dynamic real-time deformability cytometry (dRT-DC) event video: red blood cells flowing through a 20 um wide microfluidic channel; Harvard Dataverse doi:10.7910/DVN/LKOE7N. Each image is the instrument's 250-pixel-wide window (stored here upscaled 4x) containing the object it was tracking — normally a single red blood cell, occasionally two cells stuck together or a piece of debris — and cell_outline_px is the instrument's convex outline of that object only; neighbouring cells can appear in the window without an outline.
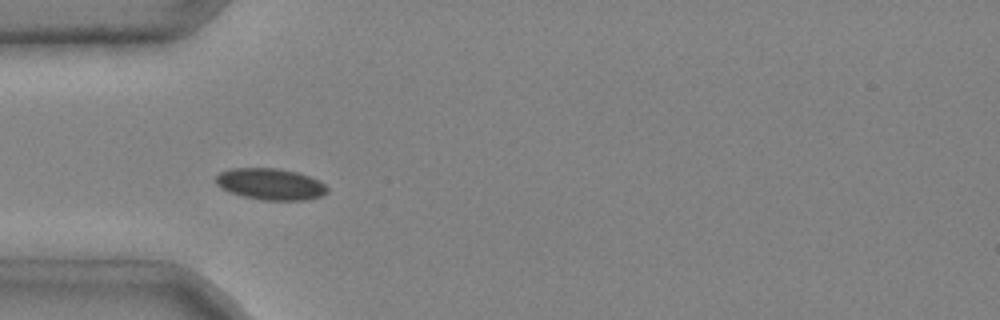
{"species": "common noctule bat (a hibernating species)", "species_latin": "Nyctalus noctula", "temperature_condition": "cold", "stored_images_in_passage": 3, "camera_frame_rate_fps": 3000, "um_per_image_px": 0.085, "animal": {"sex": "male", "body_mass_g": 20.4}, "frame": {"image": 1, "passage_image": 3, "time_ms": 0.667, "image_size_px": [1000, 320], "cell_outline_px": [[328, 192], [320, 196], [304, 200], [260, 200], [244, 196], [220, 188], [216, 184], [216, 176], [220, 172], [232, 168], [280, 168], [296, 172], [320, 180], [328, 188]], "centroid_in_image_um": [22.99, 15.64], "position_along_channel_um": 62.0, "area_um2": 20.4}}